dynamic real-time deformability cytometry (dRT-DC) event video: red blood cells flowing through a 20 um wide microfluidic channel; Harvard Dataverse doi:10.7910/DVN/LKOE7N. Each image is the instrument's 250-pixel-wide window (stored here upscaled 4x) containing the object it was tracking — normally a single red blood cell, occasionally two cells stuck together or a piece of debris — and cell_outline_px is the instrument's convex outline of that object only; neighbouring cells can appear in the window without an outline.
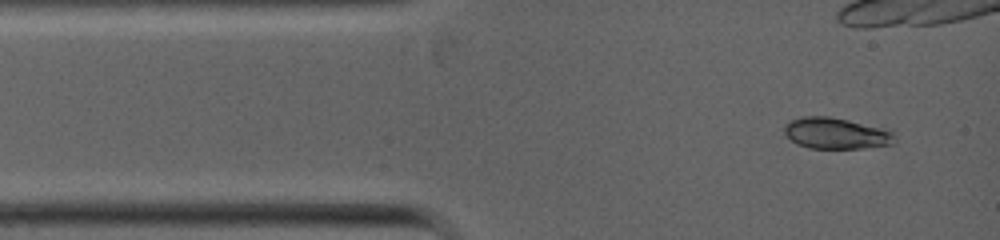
{"species": "common noctule bat (a hibernating species)", "species_latin": "Nyctalus noctula", "temperature_condition": "warm", "stored_images_in_passage": 6, "camera_frame_rate_fps": 5000, "um_per_image_px": 0.085, "animal": {"sex": "female", "body_mass_g": 19.0, "forearm_length_mm": 53.3}, "frame": {"image": 1, "passage_image": 1, "time_ms": 0.0, "image_size_px": [1000, 240], "cell_outline_px": [[896, 140], [892, 144], [864, 148], [808, 148], [784, 136], [784, 124], [792, 120], [804, 116], [828, 116], [892, 128]], "centroid_in_image_um": [71.13, 11.32], "position_along_channel_um": 13.9, "area_um2": 20.46}}